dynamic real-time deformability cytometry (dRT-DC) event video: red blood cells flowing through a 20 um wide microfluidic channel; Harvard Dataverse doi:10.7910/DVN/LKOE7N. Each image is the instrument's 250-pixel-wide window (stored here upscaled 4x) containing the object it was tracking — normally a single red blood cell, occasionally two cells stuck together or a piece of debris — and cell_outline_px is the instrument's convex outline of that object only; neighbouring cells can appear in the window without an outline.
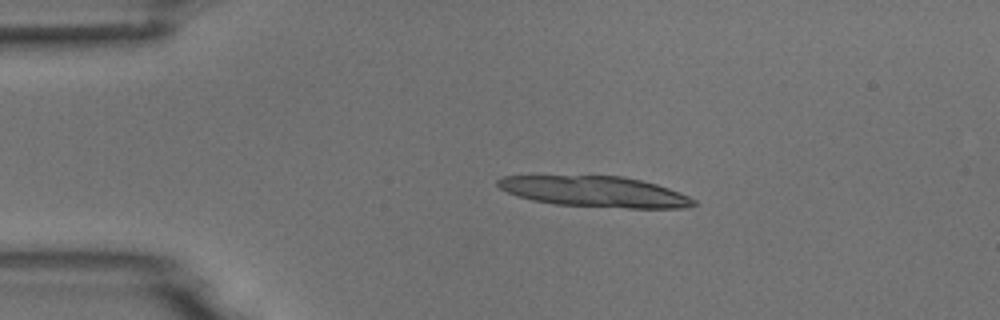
{"species": "common noctule bat (a hibernating species)", "species_latin": "Nyctalus noctula", "temperature_condition": "room temperature", "stored_images_in_passage": 5, "camera_frame_rate_fps": 3000, "um_per_image_px": 0.085, "animal": {"sex": "male", "body_mass_g": 18.8}, "frame": {"image": 1, "passage_image": 3, "time_ms": 2.333, "image_size_px": [1000, 320], "cell_outline_px": [[696, 204], [688, 208], [628, 208], [556, 204], [532, 200], [516, 196], [500, 188], [496, 184], [496, 180], [504, 176], [624, 176], [656, 184], [680, 192], [696, 200]], "centroid_in_image_um": [50.59, 16.29], "position_along_channel_um": 34.4, "area_um2": 34.97}}